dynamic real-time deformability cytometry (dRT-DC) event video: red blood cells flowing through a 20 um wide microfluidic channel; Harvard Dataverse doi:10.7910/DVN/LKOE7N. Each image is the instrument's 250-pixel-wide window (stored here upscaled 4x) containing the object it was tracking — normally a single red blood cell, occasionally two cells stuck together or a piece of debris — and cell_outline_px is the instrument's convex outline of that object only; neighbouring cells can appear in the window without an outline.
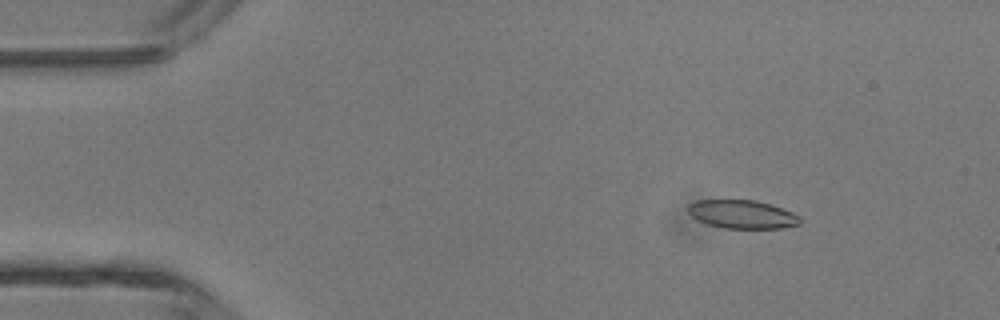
{"species": "common noctule bat (a hibernating species)", "species_latin": "Nyctalus noctula", "temperature_condition": "room temperature", "stored_images_in_passage": 4, "camera_frame_rate_fps": 3000, "um_per_image_px": 0.085, "animal": {"sex": "male", "body_mass_g": 13.3}, "frame": {"image": 1, "passage_image": 2, "time_ms": 1.0, "image_size_px": [1000, 320], "cell_outline_px": [[800, 224], [784, 228], [724, 228], [708, 224], [696, 220], [688, 212], [688, 204], [696, 200], [756, 200], [772, 204], [792, 212], [800, 216]], "centroid_in_image_um": [63.09, 18.21], "position_along_channel_um": 21.9, "area_um2": 18.67}}
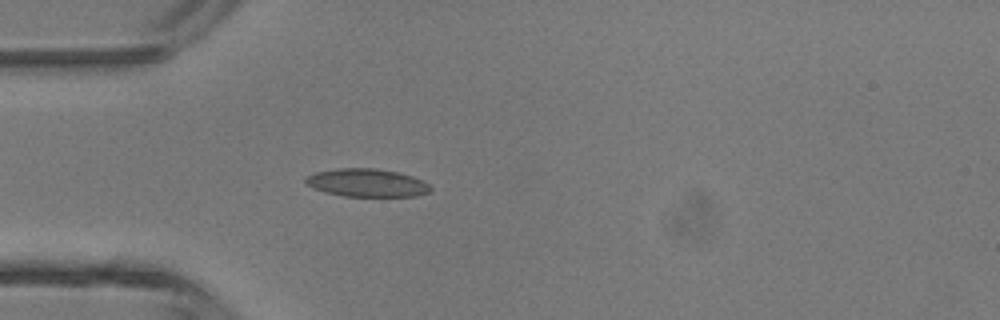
{"frame": {"image": 2, "passage_image": 4, "time_ms": 3.333, "image_size_px": [1000, 320], "cell_outline_px": [[432, 192], [416, 196], [344, 196], [324, 192], [312, 188], [304, 180], [308, 176], [316, 172], [336, 168], [376, 168], [396, 172], [412, 176], [428, 184], [432, 188]], "centroid_in_image_um": [31.19, 15.54], "position_along_channel_um": 53.8, "area_um2": 20.35}}